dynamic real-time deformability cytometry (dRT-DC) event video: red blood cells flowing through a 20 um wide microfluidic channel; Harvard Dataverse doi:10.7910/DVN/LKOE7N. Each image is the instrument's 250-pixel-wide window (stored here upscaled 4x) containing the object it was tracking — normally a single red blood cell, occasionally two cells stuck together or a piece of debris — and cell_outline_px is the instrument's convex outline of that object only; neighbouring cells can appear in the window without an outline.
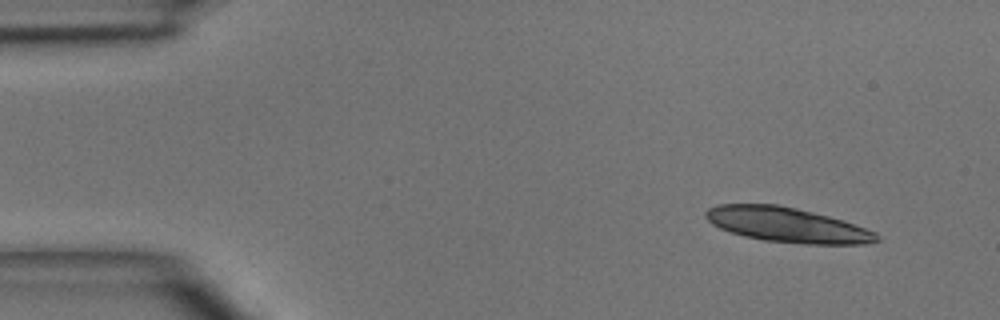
{"species": "common noctule bat (a hibernating species)", "species_latin": "Nyctalus noctula", "temperature_condition": "room temperature", "stored_images_in_passage": 2, "camera_frame_rate_fps": 3000, "um_per_image_px": 0.085, "animal": {"sex": "male", "body_mass_g": 15.6}, "frame": {"image": 1, "passage_image": 2, "time_ms": 1.333, "image_size_px": [1000, 320], "cell_outline_px": [[880, 240], [864, 244], [804, 244], [764, 240], [744, 236], [720, 228], [712, 224], [704, 216], [704, 212], [708, 208], [716, 204], [776, 204], [796, 208], [828, 216], [876, 232], [880, 236]], "centroid_in_image_um": [66.87, 19.11], "position_along_channel_um": 18.1, "area_um2": 34.45}}